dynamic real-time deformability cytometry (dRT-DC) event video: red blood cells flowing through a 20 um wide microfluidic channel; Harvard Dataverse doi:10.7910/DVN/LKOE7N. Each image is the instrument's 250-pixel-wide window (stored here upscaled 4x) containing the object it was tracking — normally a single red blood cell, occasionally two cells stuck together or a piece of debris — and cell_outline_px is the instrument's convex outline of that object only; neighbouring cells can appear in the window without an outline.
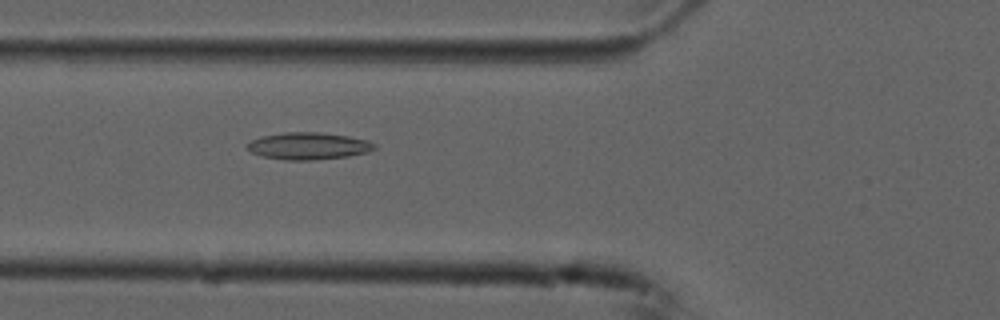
{"species": "common noctule bat (a hibernating species)", "species_latin": "Nyctalus noctula", "temperature_condition": "cold", "stored_images_in_passage": 38, "camera_frame_rate_fps": 3000, "um_per_image_px": 0.085, "animal": {"sex": "male", "forearm_length_mm": 52.5}, "frame": {"image": 1, "passage_image": 4, "time_ms": 1.0, "image_size_px": [1000, 320], "cell_outline_px": [[376, 148], [368, 152], [348, 156], [312, 160], [284, 160], [260, 156], [252, 152], [244, 144], [260, 136], [284, 132], [320, 132], [348, 136], [368, 140], [376, 144]], "centroid_in_image_um": [26.2, 12.4], "position_along_channel_um": 99.6, "area_um2": 20.23}}
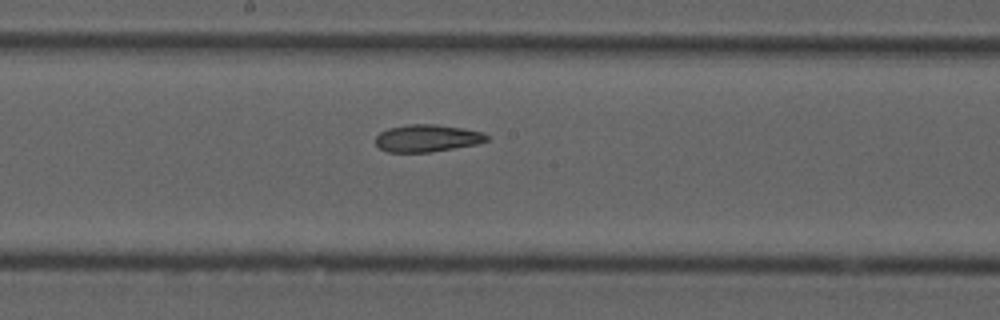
{"frame": {"image": 2, "passage_image": 13, "time_ms": 4.0, "image_size_px": [1000, 320], "cell_outline_px": [[488, 140], [476, 144], [432, 152], [388, 152], [380, 148], [376, 144], [376, 136], [380, 132], [388, 128], [408, 124], [436, 124], [464, 128], [480, 132], [488, 136]], "centroid_in_image_um": [36.28, 11.74], "position_along_channel_um": 211.9, "area_um2": 17.63}}
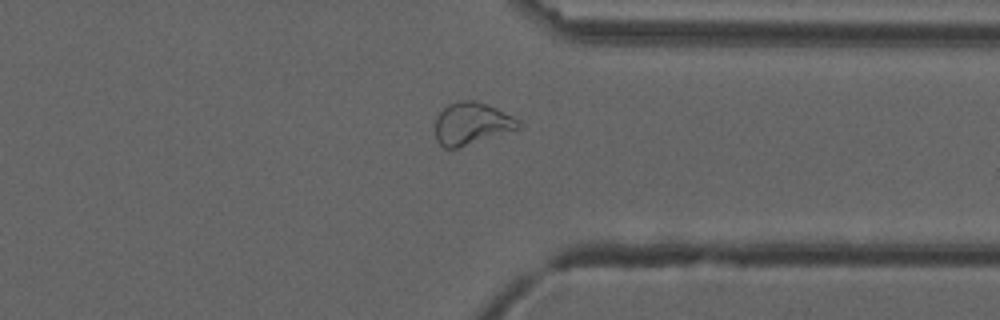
{"frame": {"image": 3, "passage_image": 26, "time_ms": 8.333, "image_size_px": [1000, 320], "cell_outline_px": [[520, 128], [456, 148], [444, 148], [436, 140], [436, 120], [440, 112], [448, 104], [456, 100], [472, 100], [488, 104], [520, 120]], "centroid_in_image_um": [40.08, 10.48], "position_along_channel_um": 371.3, "area_um2": 20.23}, "authors_computed_cell_mechanics": {"area_um2": 18.785, "velocity_mm_per_s": 3.7296, "shape_relaxation_time_tau1_ms": null, "shape_relaxation_time_tau2_ms": 5.0353, "deformation_change_tau1": null, "deformation_change_tau2": 0.1195}}